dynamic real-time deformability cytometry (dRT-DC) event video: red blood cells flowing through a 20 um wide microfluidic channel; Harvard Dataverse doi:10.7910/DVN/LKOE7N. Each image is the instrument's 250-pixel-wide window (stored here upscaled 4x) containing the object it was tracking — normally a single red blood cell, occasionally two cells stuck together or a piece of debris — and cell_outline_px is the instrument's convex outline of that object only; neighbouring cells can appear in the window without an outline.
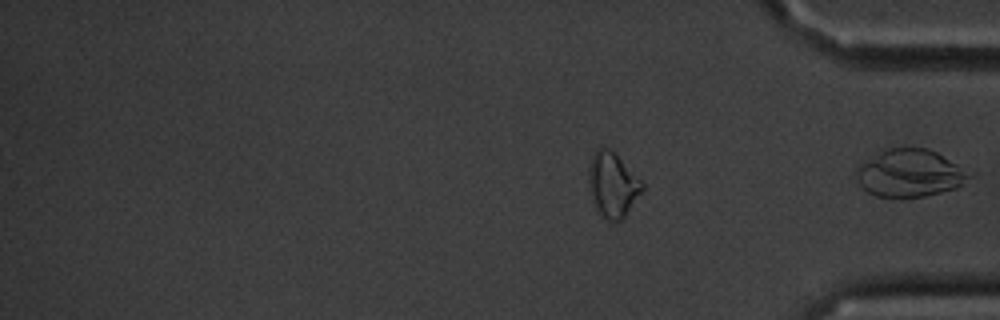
{"species": "common noctule bat (a hibernating species)", "species_latin": "Nyctalus noctula", "temperature_condition": "cold", "stored_images_in_passage": 15, "segment_of_instrument_passage": [2, 2], "camera_frame_rate_fps": 3000, "um_per_image_px": 0.085, "animal": {"sex": "male", "body_mass_g": 20.1, "forearm_length_mm": 53.5}, "frame": {"image": 1, "passage_image": 15, "time_ms": 18.667, "image_size_px": [1000, 320], "cell_outline_px": [[976, 176], [956, 188], [924, 196], [876, 196], [868, 192], [860, 184], [856, 176], [860, 164], [880, 148], [928, 148], [976, 172]], "centroid_in_image_um": [77.42, 14.68], "position_along_channel_um": 357.8, "area_um2": 31.67}}